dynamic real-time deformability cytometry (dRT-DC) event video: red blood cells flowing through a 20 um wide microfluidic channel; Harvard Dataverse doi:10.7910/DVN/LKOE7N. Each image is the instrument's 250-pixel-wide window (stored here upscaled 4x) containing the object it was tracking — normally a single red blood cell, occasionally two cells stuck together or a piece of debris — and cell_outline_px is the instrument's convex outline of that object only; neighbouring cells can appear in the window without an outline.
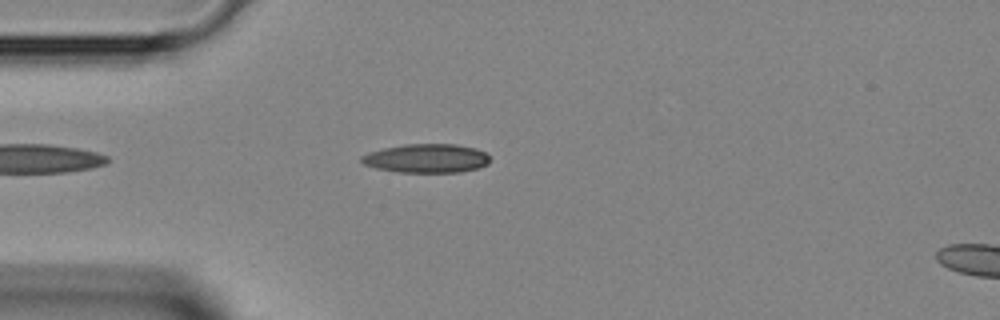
{"species": "Egyptian fruit bat (a non-hibernating species)", "species_latin": "Rousettus aegyptiacus", "temperature_condition": "room temperature", "stored_images_in_passage": 34, "camera_frame_rate_fps": 3000, "um_per_image_px": 0.085, "animal": {"sex": "female"}, "frame": {"image": 1, "passage_image": 2, "time_ms": 0.333, "image_size_px": [1000, 320], "cell_outline_px": [[492, 160], [488, 164], [480, 168], [460, 172], [396, 172], [376, 168], [364, 164], [360, 160], [360, 156], [368, 152], [384, 148], [404, 144], [456, 144], [476, 148], [488, 152]], "centroid_in_image_um": [36.31, 13.46], "position_along_channel_um": 48.7, "area_um2": 21.96}}
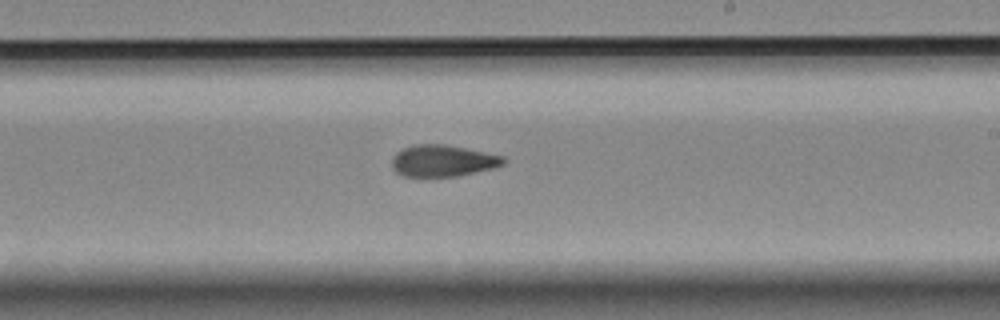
{"frame": {"image": 2, "passage_image": 16, "time_ms": 5.0, "image_size_px": [1000, 320], "cell_outline_px": [[504, 164], [492, 168], [456, 176], [400, 176], [392, 168], [392, 156], [396, 152], [412, 144], [444, 144], [504, 156]], "centroid_in_image_um": [37.58, 13.66], "position_along_channel_um": 251.4, "area_um2": 20.4}}
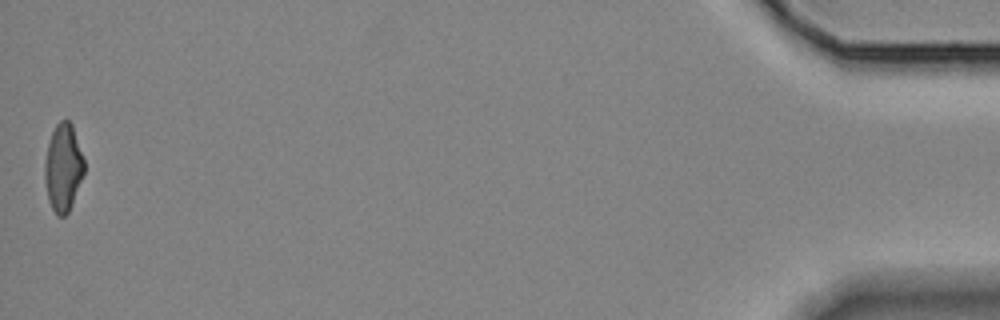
{"frame": {"image": 3, "passage_image": 34, "time_ms": 11.0, "image_size_px": [1000, 320], "cell_outline_px": [[84, 172], [68, 212], [64, 216], [56, 216], [48, 200], [44, 176], [44, 164], [48, 144], [52, 132], [56, 124], [60, 120], [68, 120], [72, 124], [84, 160]], "centroid_in_image_um": [5.35, 14.24], "position_along_channel_um": 429.8, "area_um2": 19.88}}